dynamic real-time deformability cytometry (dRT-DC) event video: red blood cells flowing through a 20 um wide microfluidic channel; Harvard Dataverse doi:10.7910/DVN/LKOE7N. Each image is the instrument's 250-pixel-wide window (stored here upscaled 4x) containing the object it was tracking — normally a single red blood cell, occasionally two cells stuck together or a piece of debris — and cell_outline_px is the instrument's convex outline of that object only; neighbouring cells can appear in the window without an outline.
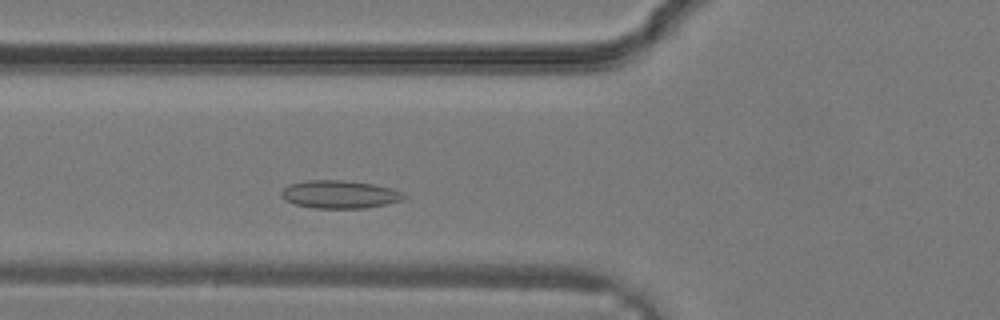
{"species": "common noctule bat (a hibernating species)", "species_latin": "Nyctalus noctula", "temperature_condition": "warm", "stored_images_in_passage": 21, "camera_frame_rate_fps": 3000, "um_per_image_px": 0.085, "animal": {"sex": "male", "body_mass_g": 19.2, "forearm_length_mm": 51.8}, "frame": {"image": 1, "passage_image": 5, "time_ms": 1.333, "image_size_px": [1000, 320], "cell_outline_px": [[408, 196], [400, 200], [384, 204], [364, 208], [316, 208], [296, 204], [284, 200], [280, 196], [280, 192], [288, 184], [304, 180], [344, 180], [376, 184], [392, 188], [404, 192]], "centroid_in_image_um": [28.86, 16.5], "position_along_channel_um": 96.9, "area_um2": 20.11}}
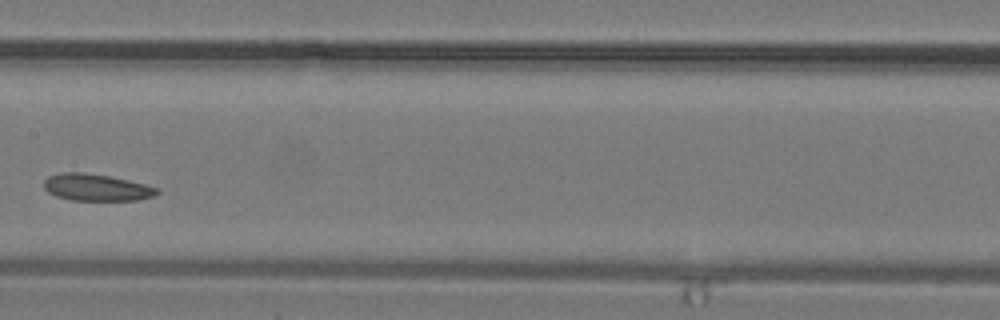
{"frame": {"image": 2, "passage_image": 10, "time_ms": 3.0, "image_size_px": [1000, 320], "cell_outline_px": [[160, 192], [152, 196], [140, 200], [72, 200], [56, 196], [48, 192], [44, 188], [44, 180], [48, 176], [60, 172], [84, 172], [108, 176], [128, 180], [160, 188]], "centroid_in_image_um": [8.19, 15.93], "position_along_channel_um": 199.2, "area_um2": 17.74}}
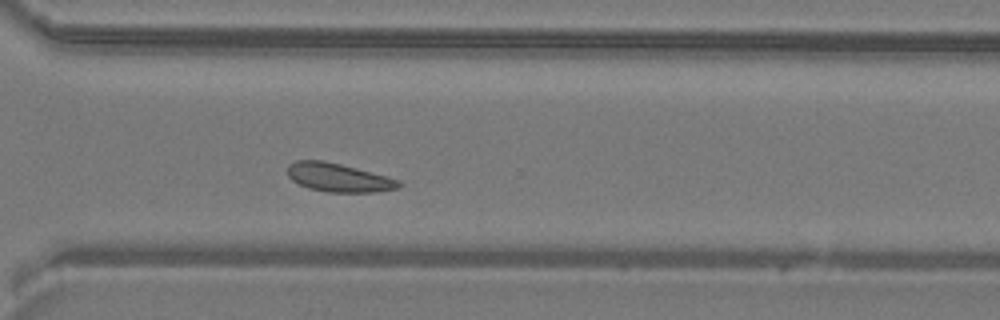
{"frame": {"image": 3, "passage_image": 17, "time_ms": 5.333, "image_size_px": [1000, 320], "cell_outline_px": [[400, 188], [376, 192], [328, 192], [308, 188], [292, 180], [288, 176], [288, 164], [296, 160], [324, 160], [356, 168], [400, 180]], "centroid_in_image_um": [28.76, 15.09], "position_along_channel_um": 341.8, "area_um2": 18.44}}